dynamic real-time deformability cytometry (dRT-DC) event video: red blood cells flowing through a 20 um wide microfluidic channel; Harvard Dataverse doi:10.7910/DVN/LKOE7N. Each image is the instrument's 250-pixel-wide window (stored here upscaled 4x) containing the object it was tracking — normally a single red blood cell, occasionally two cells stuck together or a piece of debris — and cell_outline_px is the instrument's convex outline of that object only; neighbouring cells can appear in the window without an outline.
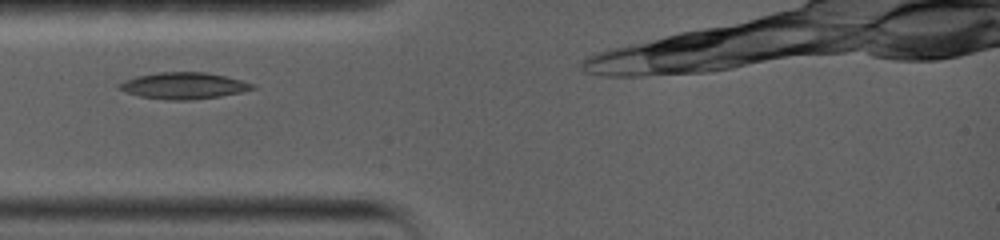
{"species": "common noctule bat (a hibernating species)", "species_latin": "Nyctalus noctula", "temperature_condition": "warm", "stored_images_in_passage": 17, "camera_frame_rate_fps": 5000, "um_per_image_px": 0.085, "animal": {"sex": "female", "body_mass_g": 19.0, "forearm_length_mm": 56.7}, "frame": {"image": 1, "passage_image": 4, "time_ms": 1.6, "image_size_px": [1000, 240], "cell_outline_px": [[256, 88], [240, 92], [220, 96], [192, 100], [168, 100], [140, 96], [116, 88], [116, 84], [124, 80], [136, 76], [156, 72], [204, 72], [224, 76], [256, 84]], "centroid_in_image_um": [15.58, 7.28], "position_along_channel_um": 69.4, "area_um2": 20.58}}
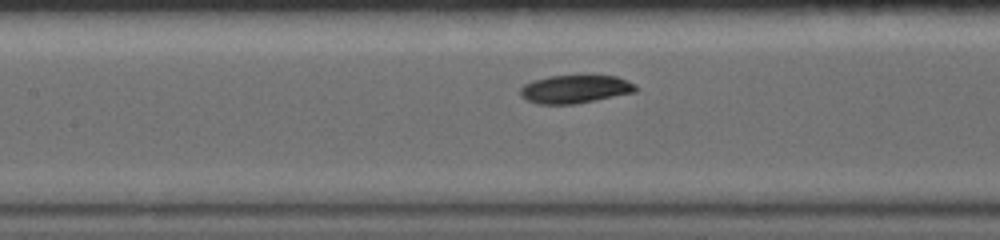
{"frame": {"image": 2, "passage_image": 9, "time_ms": 4.0, "image_size_px": [1000, 240], "cell_outline_px": [[636, 92], [572, 104], [536, 104], [520, 96], [520, 88], [524, 84], [532, 80], [548, 76], [616, 76], [636, 84]], "centroid_in_image_um": [48.84, 7.57], "position_along_channel_um": 158.6, "area_um2": 18.79}}
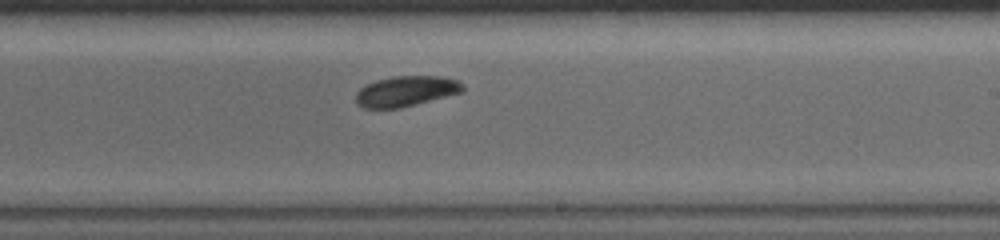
{"frame": {"image": 3, "passage_image": 16, "time_ms": 6.6, "image_size_px": [1000, 240], "cell_outline_px": [[464, 92], [400, 108], [364, 108], [356, 104], [356, 92], [360, 88], [376, 80], [392, 76], [440, 76], [456, 80], [464, 84]], "centroid_in_image_um": [34.52, 7.75], "position_along_channel_um": 254.5, "area_um2": 19.02}}